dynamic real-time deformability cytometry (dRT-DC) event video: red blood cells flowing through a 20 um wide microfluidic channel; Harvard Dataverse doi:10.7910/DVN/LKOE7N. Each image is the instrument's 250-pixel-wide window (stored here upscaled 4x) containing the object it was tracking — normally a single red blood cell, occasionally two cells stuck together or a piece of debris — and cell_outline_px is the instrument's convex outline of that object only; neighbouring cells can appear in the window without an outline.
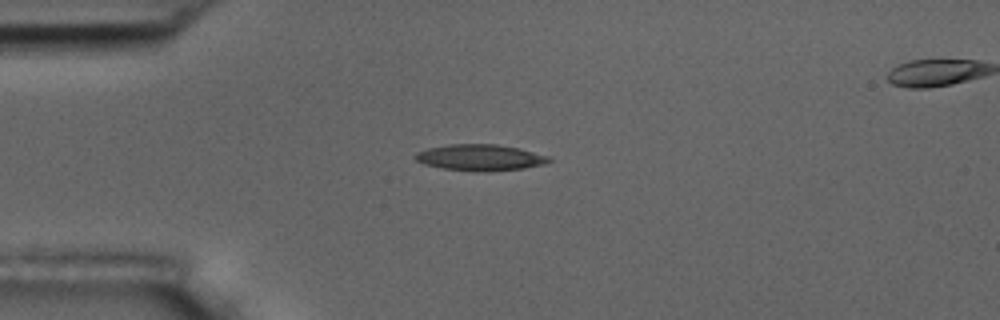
{"species": "common noctule bat (a hibernating species)", "species_latin": "Nyctalus noctula", "temperature_condition": "room temperature", "stored_images_in_passage": 5, "camera_frame_rate_fps": 3000, "um_per_image_px": 0.085, "animal": {"sex": "male", "body_mass_g": 17.5, "forearm_length_mm": 52.3}, "frame": {"image": 1, "passage_image": 3, "time_ms": 2.333, "image_size_px": [1000, 320], "cell_outline_px": [[552, 160], [548, 164], [524, 168], [488, 172], [484, 172], [444, 168], [424, 164], [416, 160], [412, 156], [416, 152], [428, 148], [448, 144], [496, 144], [520, 148], [548, 156]], "centroid_in_image_um": [40.83, 13.39], "position_along_channel_um": 44.2, "area_um2": 20.58}}